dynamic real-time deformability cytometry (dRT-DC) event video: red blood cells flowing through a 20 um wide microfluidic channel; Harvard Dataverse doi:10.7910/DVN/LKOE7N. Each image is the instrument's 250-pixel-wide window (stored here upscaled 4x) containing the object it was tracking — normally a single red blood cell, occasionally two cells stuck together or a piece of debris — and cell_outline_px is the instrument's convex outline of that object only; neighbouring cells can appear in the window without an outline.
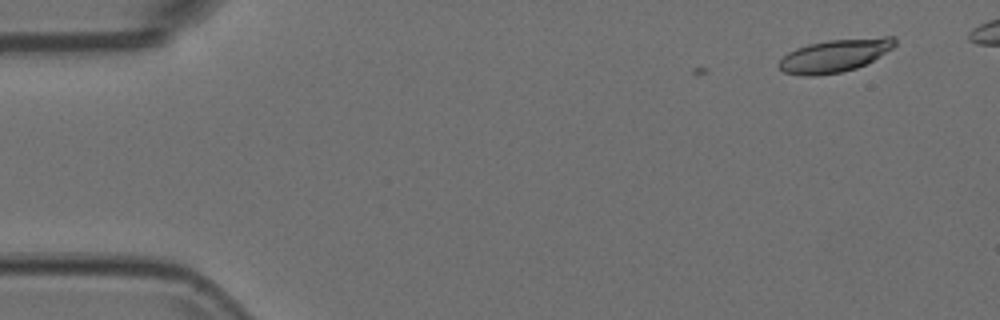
{"species": "Egyptian fruit bat (a non-hibernating species)", "species_latin": "Rousettus aegyptiacus", "temperature_condition": "room temperature", "stored_images_in_passage": 7, "camera_frame_rate_fps": 3000, "um_per_image_px": 0.085, "animal": {"sex": "female"}, "frame": {"image": 1, "passage_image": 1, "time_ms": 0.0, "image_size_px": [1000, 320], "cell_outline_px": [[896, 44], [892, 48], [880, 56], [856, 68], [840, 72], [816, 76], [804, 76], [784, 72], [776, 64], [788, 52], [796, 48], [808, 44], [828, 40], [884, 36], [896, 36]], "centroid_in_image_um": [70.95, 4.71], "position_along_channel_um": 14.0, "area_um2": 22.25}}